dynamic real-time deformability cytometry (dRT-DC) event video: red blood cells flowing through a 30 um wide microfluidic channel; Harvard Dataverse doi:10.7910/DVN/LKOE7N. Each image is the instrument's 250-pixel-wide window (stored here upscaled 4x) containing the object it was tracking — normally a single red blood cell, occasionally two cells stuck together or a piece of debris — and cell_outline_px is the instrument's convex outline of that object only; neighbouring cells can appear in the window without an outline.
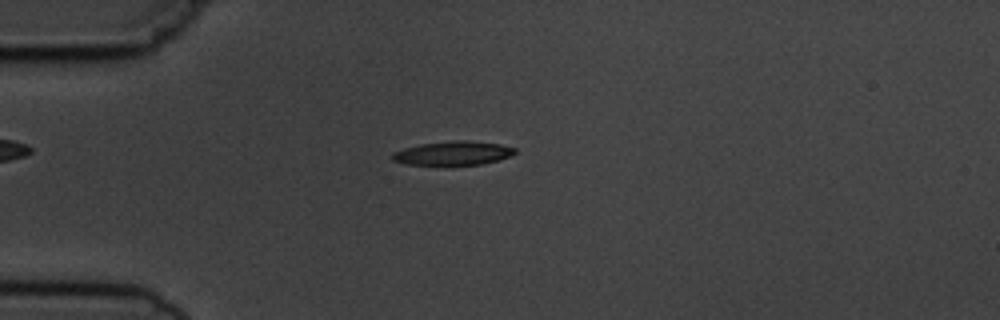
{"species": "common noctule bat (a hibernating species)", "species_latin": "Nyctalus noctula", "temperature_condition": "cold", "stored_images_in_passage": 6, "camera_frame_rate_fps": 3000, "um_per_image_px": 0.085, "animal": {"sex": "male", "body_mass_g": 19.5, "forearm_length_mm": 54.6}, "frame": {"image": 1, "passage_image": 1, "time_ms": 0.0, "image_size_px": [1000, 320], "cell_outline_px": [[516, 152], [512, 156], [480, 164], [404, 164], [392, 160], [392, 152], [404, 148], [420, 144], [452, 140], [468, 140], [500, 144], [516, 148]], "centroid_in_image_um": [38.51, 13.0], "position_along_channel_um": 46.5, "area_um2": 16.94}}
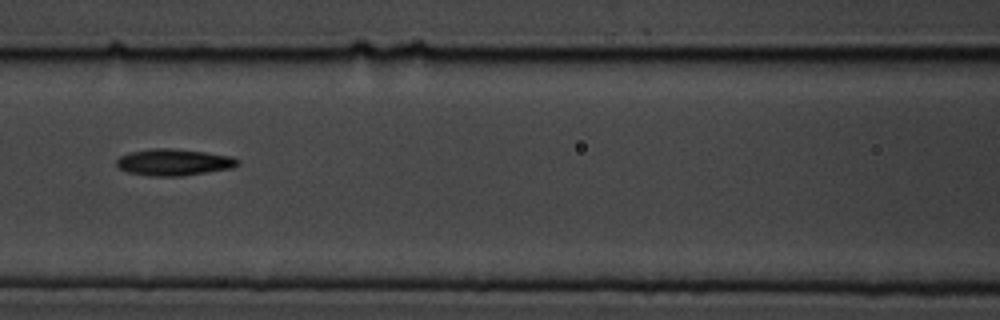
{"frame": {"image": 2, "passage_image": 4, "time_ms": 3.333, "image_size_px": [1000, 320], "cell_outline_px": [[240, 164], [232, 168], [180, 176], [148, 176], [128, 172], [120, 168], [116, 164], [116, 160], [120, 156], [128, 152], [152, 148], [172, 148], [204, 152], [232, 156], [240, 160]], "centroid_in_image_um": [14.77, 13.78], "position_along_channel_um": 151.8, "area_um2": 18.84}}
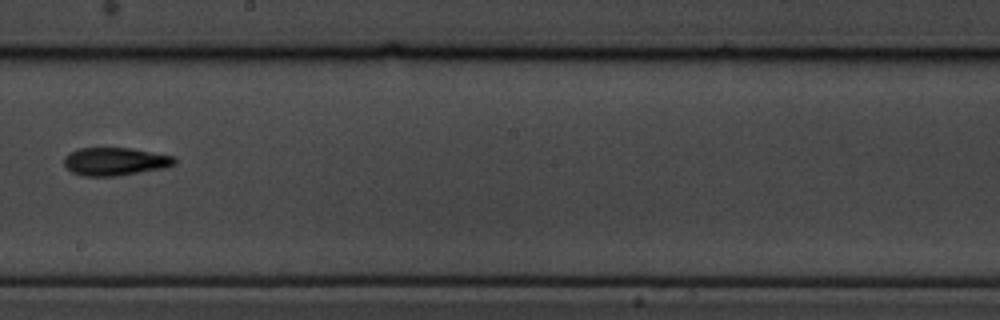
{"frame": {"image": 3, "passage_image": 6, "time_ms": 5.667, "image_size_px": [1000, 320], "cell_outline_px": [[176, 164], [164, 168], [116, 176], [80, 176], [72, 172], [64, 164], [64, 156], [68, 152], [80, 148], [132, 148], [176, 156]], "centroid_in_image_um": [9.79, 13.72], "position_along_channel_um": 238.4, "area_um2": 18.21}}